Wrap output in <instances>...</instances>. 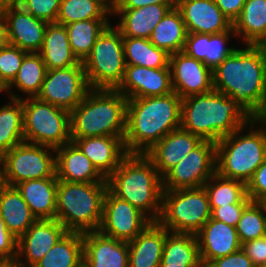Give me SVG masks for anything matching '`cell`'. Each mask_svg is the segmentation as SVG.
<instances>
[{
  "label": "cell",
  "mask_w": 266,
  "mask_h": 267,
  "mask_svg": "<svg viewBox=\"0 0 266 267\" xmlns=\"http://www.w3.org/2000/svg\"><path fill=\"white\" fill-rule=\"evenodd\" d=\"M187 33L219 34L233 28V23L214 0H178Z\"/></svg>",
  "instance_id": "cell-19"
},
{
  "label": "cell",
  "mask_w": 266,
  "mask_h": 267,
  "mask_svg": "<svg viewBox=\"0 0 266 267\" xmlns=\"http://www.w3.org/2000/svg\"><path fill=\"white\" fill-rule=\"evenodd\" d=\"M257 119L266 127V106L262 110L261 115Z\"/></svg>",
  "instance_id": "cell-54"
},
{
  "label": "cell",
  "mask_w": 266,
  "mask_h": 267,
  "mask_svg": "<svg viewBox=\"0 0 266 267\" xmlns=\"http://www.w3.org/2000/svg\"><path fill=\"white\" fill-rule=\"evenodd\" d=\"M56 177L55 149L45 145L22 142L1 157V180L5 185Z\"/></svg>",
  "instance_id": "cell-11"
},
{
  "label": "cell",
  "mask_w": 266,
  "mask_h": 267,
  "mask_svg": "<svg viewBox=\"0 0 266 267\" xmlns=\"http://www.w3.org/2000/svg\"><path fill=\"white\" fill-rule=\"evenodd\" d=\"M82 63L90 89H116L126 66L121 31L110 23Z\"/></svg>",
  "instance_id": "cell-8"
},
{
  "label": "cell",
  "mask_w": 266,
  "mask_h": 267,
  "mask_svg": "<svg viewBox=\"0 0 266 267\" xmlns=\"http://www.w3.org/2000/svg\"><path fill=\"white\" fill-rule=\"evenodd\" d=\"M178 94L128 99L124 145L128 154H145L181 125Z\"/></svg>",
  "instance_id": "cell-2"
},
{
  "label": "cell",
  "mask_w": 266,
  "mask_h": 267,
  "mask_svg": "<svg viewBox=\"0 0 266 267\" xmlns=\"http://www.w3.org/2000/svg\"><path fill=\"white\" fill-rule=\"evenodd\" d=\"M107 182L79 183L58 180L57 219L68 232L98 231L102 221Z\"/></svg>",
  "instance_id": "cell-7"
},
{
  "label": "cell",
  "mask_w": 266,
  "mask_h": 267,
  "mask_svg": "<svg viewBox=\"0 0 266 267\" xmlns=\"http://www.w3.org/2000/svg\"><path fill=\"white\" fill-rule=\"evenodd\" d=\"M0 11L6 20L9 44L28 53H38L48 23L35 18L14 0L0 5Z\"/></svg>",
  "instance_id": "cell-15"
},
{
  "label": "cell",
  "mask_w": 266,
  "mask_h": 267,
  "mask_svg": "<svg viewBox=\"0 0 266 267\" xmlns=\"http://www.w3.org/2000/svg\"><path fill=\"white\" fill-rule=\"evenodd\" d=\"M212 70L213 89L231 97L253 118L266 106V58L255 45H245Z\"/></svg>",
  "instance_id": "cell-1"
},
{
  "label": "cell",
  "mask_w": 266,
  "mask_h": 267,
  "mask_svg": "<svg viewBox=\"0 0 266 267\" xmlns=\"http://www.w3.org/2000/svg\"><path fill=\"white\" fill-rule=\"evenodd\" d=\"M7 93V86L0 79V93Z\"/></svg>",
  "instance_id": "cell-55"
},
{
  "label": "cell",
  "mask_w": 266,
  "mask_h": 267,
  "mask_svg": "<svg viewBox=\"0 0 266 267\" xmlns=\"http://www.w3.org/2000/svg\"><path fill=\"white\" fill-rule=\"evenodd\" d=\"M265 159L266 127L257 118L216 142V173L222 177L247 184Z\"/></svg>",
  "instance_id": "cell-6"
},
{
  "label": "cell",
  "mask_w": 266,
  "mask_h": 267,
  "mask_svg": "<svg viewBox=\"0 0 266 267\" xmlns=\"http://www.w3.org/2000/svg\"><path fill=\"white\" fill-rule=\"evenodd\" d=\"M197 267H209L208 264L200 263Z\"/></svg>",
  "instance_id": "cell-58"
},
{
  "label": "cell",
  "mask_w": 266,
  "mask_h": 267,
  "mask_svg": "<svg viewBox=\"0 0 266 267\" xmlns=\"http://www.w3.org/2000/svg\"><path fill=\"white\" fill-rule=\"evenodd\" d=\"M260 202L263 204L265 211H266V197L263 198Z\"/></svg>",
  "instance_id": "cell-57"
},
{
  "label": "cell",
  "mask_w": 266,
  "mask_h": 267,
  "mask_svg": "<svg viewBox=\"0 0 266 267\" xmlns=\"http://www.w3.org/2000/svg\"><path fill=\"white\" fill-rule=\"evenodd\" d=\"M57 177L23 181L15 187L37 220L55 219Z\"/></svg>",
  "instance_id": "cell-28"
},
{
  "label": "cell",
  "mask_w": 266,
  "mask_h": 267,
  "mask_svg": "<svg viewBox=\"0 0 266 267\" xmlns=\"http://www.w3.org/2000/svg\"><path fill=\"white\" fill-rule=\"evenodd\" d=\"M208 265L209 267H255L242 249L225 257L212 260Z\"/></svg>",
  "instance_id": "cell-48"
},
{
  "label": "cell",
  "mask_w": 266,
  "mask_h": 267,
  "mask_svg": "<svg viewBox=\"0 0 266 267\" xmlns=\"http://www.w3.org/2000/svg\"><path fill=\"white\" fill-rule=\"evenodd\" d=\"M127 102L116 89H90L70 112L71 138L112 136L124 140Z\"/></svg>",
  "instance_id": "cell-5"
},
{
  "label": "cell",
  "mask_w": 266,
  "mask_h": 267,
  "mask_svg": "<svg viewBox=\"0 0 266 267\" xmlns=\"http://www.w3.org/2000/svg\"><path fill=\"white\" fill-rule=\"evenodd\" d=\"M0 216L17 239L37 221L16 187L4 185L0 191Z\"/></svg>",
  "instance_id": "cell-30"
},
{
  "label": "cell",
  "mask_w": 266,
  "mask_h": 267,
  "mask_svg": "<svg viewBox=\"0 0 266 267\" xmlns=\"http://www.w3.org/2000/svg\"><path fill=\"white\" fill-rule=\"evenodd\" d=\"M168 232L159 222H151L135 239L128 241V267H160Z\"/></svg>",
  "instance_id": "cell-26"
},
{
  "label": "cell",
  "mask_w": 266,
  "mask_h": 267,
  "mask_svg": "<svg viewBox=\"0 0 266 267\" xmlns=\"http://www.w3.org/2000/svg\"><path fill=\"white\" fill-rule=\"evenodd\" d=\"M111 5L113 4V0H107Z\"/></svg>",
  "instance_id": "cell-62"
},
{
  "label": "cell",
  "mask_w": 266,
  "mask_h": 267,
  "mask_svg": "<svg viewBox=\"0 0 266 267\" xmlns=\"http://www.w3.org/2000/svg\"><path fill=\"white\" fill-rule=\"evenodd\" d=\"M171 8L151 4L136 9H112V16H119L117 25L123 37L149 39L153 29Z\"/></svg>",
  "instance_id": "cell-27"
},
{
  "label": "cell",
  "mask_w": 266,
  "mask_h": 267,
  "mask_svg": "<svg viewBox=\"0 0 266 267\" xmlns=\"http://www.w3.org/2000/svg\"><path fill=\"white\" fill-rule=\"evenodd\" d=\"M247 196L252 201H261L266 197V159L256 169L251 180L246 184Z\"/></svg>",
  "instance_id": "cell-45"
},
{
  "label": "cell",
  "mask_w": 266,
  "mask_h": 267,
  "mask_svg": "<svg viewBox=\"0 0 266 267\" xmlns=\"http://www.w3.org/2000/svg\"><path fill=\"white\" fill-rule=\"evenodd\" d=\"M233 30L243 44L256 45L266 33V0H246Z\"/></svg>",
  "instance_id": "cell-33"
},
{
  "label": "cell",
  "mask_w": 266,
  "mask_h": 267,
  "mask_svg": "<svg viewBox=\"0 0 266 267\" xmlns=\"http://www.w3.org/2000/svg\"><path fill=\"white\" fill-rule=\"evenodd\" d=\"M201 263L225 257L241 249L236 227L210 218L196 233Z\"/></svg>",
  "instance_id": "cell-20"
},
{
  "label": "cell",
  "mask_w": 266,
  "mask_h": 267,
  "mask_svg": "<svg viewBox=\"0 0 266 267\" xmlns=\"http://www.w3.org/2000/svg\"><path fill=\"white\" fill-rule=\"evenodd\" d=\"M24 142L23 100L12 99L0 107V155Z\"/></svg>",
  "instance_id": "cell-37"
},
{
  "label": "cell",
  "mask_w": 266,
  "mask_h": 267,
  "mask_svg": "<svg viewBox=\"0 0 266 267\" xmlns=\"http://www.w3.org/2000/svg\"><path fill=\"white\" fill-rule=\"evenodd\" d=\"M222 13L233 23L241 13L246 0H214Z\"/></svg>",
  "instance_id": "cell-50"
},
{
  "label": "cell",
  "mask_w": 266,
  "mask_h": 267,
  "mask_svg": "<svg viewBox=\"0 0 266 267\" xmlns=\"http://www.w3.org/2000/svg\"><path fill=\"white\" fill-rule=\"evenodd\" d=\"M22 100L25 142L54 149L71 142L69 111L37 97Z\"/></svg>",
  "instance_id": "cell-10"
},
{
  "label": "cell",
  "mask_w": 266,
  "mask_h": 267,
  "mask_svg": "<svg viewBox=\"0 0 266 267\" xmlns=\"http://www.w3.org/2000/svg\"><path fill=\"white\" fill-rule=\"evenodd\" d=\"M216 142L203 140L162 177L163 190L203 187L216 173Z\"/></svg>",
  "instance_id": "cell-12"
},
{
  "label": "cell",
  "mask_w": 266,
  "mask_h": 267,
  "mask_svg": "<svg viewBox=\"0 0 266 267\" xmlns=\"http://www.w3.org/2000/svg\"><path fill=\"white\" fill-rule=\"evenodd\" d=\"M203 187L208 194L210 207L240 203L247 196L246 184L217 173L208 179Z\"/></svg>",
  "instance_id": "cell-40"
},
{
  "label": "cell",
  "mask_w": 266,
  "mask_h": 267,
  "mask_svg": "<svg viewBox=\"0 0 266 267\" xmlns=\"http://www.w3.org/2000/svg\"><path fill=\"white\" fill-rule=\"evenodd\" d=\"M9 45L6 20L0 11V50Z\"/></svg>",
  "instance_id": "cell-51"
},
{
  "label": "cell",
  "mask_w": 266,
  "mask_h": 267,
  "mask_svg": "<svg viewBox=\"0 0 266 267\" xmlns=\"http://www.w3.org/2000/svg\"><path fill=\"white\" fill-rule=\"evenodd\" d=\"M151 4L167 5L174 9L178 0H113L112 9H136Z\"/></svg>",
  "instance_id": "cell-49"
},
{
  "label": "cell",
  "mask_w": 266,
  "mask_h": 267,
  "mask_svg": "<svg viewBox=\"0 0 266 267\" xmlns=\"http://www.w3.org/2000/svg\"><path fill=\"white\" fill-rule=\"evenodd\" d=\"M128 242L99 231L83 233V260L89 267H128Z\"/></svg>",
  "instance_id": "cell-21"
},
{
  "label": "cell",
  "mask_w": 266,
  "mask_h": 267,
  "mask_svg": "<svg viewBox=\"0 0 266 267\" xmlns=\"http://www.w3.org/2000/svg\"><path fill=\"white\" fill-rule=\"evenodd\" d=\"M83 261V234L67 232L33 267H77Z\"/></svg>",
  "instance_id": "cell-36"
},
{
  "label": "cell",
  "mask_w": 266,
  "mask_h": 267,
  "mask_svg": "<svg viewBox=\"0 0 266 267\" xmlns=\"http://www.w3.org/2000/svg\"><path fill=\"white\" fill-rule=\"evenodd\" d=\"M55 155L58 180L79 183L107 182V179L72 141L56 148Z\"/></svg>",
  "instance_id": "cell-24"
},
{
  "label": "cell",
  "mask_w": 266,
  "mask_h": 267,
  "mask_svg": "<svg viewBox=\"0 0 266 267\" xmlns=\"http://www.w3.org/2000/svg\"><path fill=\"white\" fill-rule=\"evenodd\" d=\"M112 5L107 0H61L56 23L67 25L90 19H110Z\"/></svg>",
  "instance_id": "cell-39"
},
{
  "label": "cell",
  "mask_w": 266,
  "mask_h": 267,
  "mask_svg": "<svg viewBox=\"0 0 266 267\" xmlns=\"http://www.w3.org/2000/svg\"><path fill=\"white\" fill-rule=\"evenodd\" d=\"M7 1H10V0H0V5H3Z\"/></svg>",
  "instance_id": "cell-60"
},
{
  "label": "cell",
  "mask_w": 266,
  "mask_h": 267,
  "mask_svg": "<svg viewBox=\"0 0 266 267\" xmlns=\"http://www.w3.org/2000/svg\"><path fill=\"white\" fill-rule=\"evenodd\" d=\"M47 73V67L39 53H27L22 61L14 80L7 86L9 98L23 99L12 91L13 88L19 90L25 98L37 97L41 90L42 83Z\"/></svg>",
  "instance_id": "cell-32"
},
{
  "label": "cell",
  "mask_w": 266,
  "mask_h": 267,
  "mask_svg": "<svg viewBox=\"0 0 266 267\" xmlns=\"http://www.w3.org/2000/svg\"><path fill=\"white\" fill-rule=\"evenodd\" d=\"M200 263L196 234H166L160 267H197Z\"/></svg>",
  "instance_id": "cell-31"
},
{
  "label": "cell",
  "mask_w": 266,
  "mask_h": 267,
  "mask_svg": "<svg viewBox=\"0 0 266 267\" xmlns=\"http://www.w3.org/2000/svg\"><path fill=\"white\" fill-rule=\"evenodd\" d=\"M210 218L211 207L204 187L163 190L158 222L169 232L196 234Z\"/></svg>",
  "instance_id": "cell-9"
},
{
  "label": "cell",
  "mask_w": 266,
  "mask_h": 267,
  "mask_svg": "<svg viewBox=\"0 0 266 267\" xmlns=\"http://www.w3.org/2000/svg\"><path fill=\"white\" fill-rule=\"evenodd\" d=\"M252 200L246 196L240 203L227 204L221 207H211V218L236 227L244 208Z\"/></svg>",
  "instance_id": "cell-44"
},
{
  "label": "cell",
  "mask_w": 266,
  "mask_h": 267,
  "mask_svg": "<svg viewBox=\"0 0 266 267\" xmlns=\"http://www.w3.org/2000/svg\"><path fill=\"white\" fill-rule=\"evenodd\" d=\"M202 141L200 136L179 128L165 135L145 155L154 163L159 175L163 177Z\"/></svg>",
  "instance_id": "cell-22"
},
{
  "label": "cell",
  "mask_w": 266,
  "mask_h": 267,
  "mask_svg": "<svg viewBox=\"0 0 266 267\" xmlns=\"http://www.w3.org/2000/svg\"><path fill=\"white\" fill-rule=\"evenodd\" d=\"M35 18L56 23L61 0H14Z\"/></svg>",
  "instance_id": "cell-43"
},
{
  "label": "cell",
  "mask_w": 266,
  "mask_h": 267,
  "mask_svg": "<svg viewBox=\"0 0 266 267\" xmlns=\"http://www.w3.org/2000/svg\"><path fill=\"white\" fill-rule=\"evenodd\" d=\"M231 36L236 37L233 28L219 34L187 33L182 52L202 61L213 70L237 49V47H228Z\"/></svg>",
  "instance_id": "cell-25"
},
{
  "label": "cell",
  "mask_w": 266,
  "mask_h": 267,
  "mask_svg": "<svg viewBox=\"0 0 266 267\" xmlns=\"http://www.w3.org/2000/svg\"><path fill=\"white\" fill-rule=\"evenodd\" d=\"M109 24V19H90L65 25L72 52L80 62L90 54L98 36Z\"/></svg>",
  "instance_id": "cell-38"
},
{
  "label": "cell",
  "mask_w": 266,
  "mask_h": 267,
  "mask_svg": "<svg viewBox=\"0 0 266 267\" xmlns=\"http://www.w3.org/2000/svg\"><path fill=\"white\" fill-rule=\"evenodd\" d=\"M5 185V183L1 180V178H0V191H1V189H2V187Z\"/></svg>",
  "instance_id": "cell-59"
},
{
  "label": "cell",
  "mask_w": 266,
  "mask_h": 267,
  "mask_svg": "<svg viewBox=\"0 0 266 267\" xmlns=\"http://www.w3.org/2000/svg\"><path fill=\"white\" fill-rule=\"evenodd\" d=\"M151 222L144 213L107 189L98 229L100 233L128 242L135 239Z\"/></svg>",
  "instance_id": "cell-14"
},
{
  "label": "cell",
  "mask_w": 266,
  "mask_h": 267,
  "mask_svg": "<svg viewBox=\"0 0 266 267\" xmlns=\"http://www.w3.org/2000/svg\"><path fill=\"white\" fill-rule=\"evenodd\" d=\"M77 267H89L88 264L83 260Z\"/></svg>",
  "instance_id": "cell-56"
},
{
  "label": "cell",
  "mask_w": 266,
  "mask_h": 267,
  "mask_svg": "<svg viewBox=\"0 0 266 267\" xmlns=\"http://www.w3.org/2000/svg\"><path fill=\"white\" fill-rule=\"evenodd\" d=\"M17 257V238L6 228L0 216V259Z\"/></svg>",
  "instance_id": "cell-47"
},
{
  "label": "cell",
  "mask_w": 266,
  "mask_h": 267,
  "mask_svg": "<svg viewBox=\"0 0 266 267\" xmlns=\"http://www.w3.org/2000/svg\"><path fill=\"white\" fill-rule=\"evenodd\" d=\"M97 170L107 179L128 155L120 137L98 136L71 138Z\"/></svg>",
  "instance_id": "cell-23"
},
{
  "label": "cell",
  "mask_w": 266,
  "mask_h": 267,
  "mask_svg": "<svg viewBox=\"0 0 266 267\" xmlns=\"http://www.w3.org/2000/svg\"><path fill=\"white\" fill-rule=\"evenodd\" d=\"M38 53L47 70L68 68L80 63L72 52L65 25L58 23L47 24L43 44Z\"/></svg>",
  "instance_id": "cell-29"
},
{
  "label": "cell",
  "mask_w": 266,
  "mask_h": 267,
  "mask_svg": "<svg viewBox=\"0 0 266 267\" xmlns=\"http://www.w3.org/2000/svg\"><path fill=\"white\" fill-rule=\"evenodd\" d=\"M27 53L10 44L0 50V79L6 86L14 80Z\"/></svg>",
  "instance_id": "cell-42"
},
{
  "label": "cell",
  "mask_w": 266,
  "mask_h": 267,
  "mask_svg": "<svg viewBox=\"0 0 266 267\" xmlns=\"http://www.w3.org/2000/svg\"><path fill=\"white\" fill-rule=\"evenodd\" d=\"M57 220H37L17 239V258L24 267H33L67 233Z\"/></svg>",
  "instance_id": "cell-17"
},
{
  "label": "cell",
  "mask_w": 266,
  "mask_h": 267,
  "mask_svg": "<svg viewBox=\"0 0 266 267\" xmlns=\"http://www.w3.org/2000/svg\"><path fill=\"white\" fill-rule=\"evenodd\" d=\"M255 46L262 52V54L266 58V33Z\"/></svg>",
  "instance_id": "cell-53"
},
{
  "label": "cell",
  "mask_w": 266,
  "mask_h": 267,
  "mask_svg": "<svg viewBox=\"0 0 266 267\" xmlns=\"http://www.w3.org/2000/svg\"><path fill=\"white\" fill-rule=\"evenodd\" d=\"M123 48L126 65L170 68V54L154 46L147 38L123 37Z\"/></svg>",
  "instance_id": "cell-35"
},
{
  "label": "cell",
  "mask_w": 266,
  "mask_h": 267,
  "mask_svg": "<svg viewBox=\"0 0 266 267\" xmlns=\"http://www.w3.org/2000/svg\"><path fill=\"white\" fill-rule=\"evenodd\" d=\"M127 99L164 96L173 91L170 68L151 69L126 65L122 82L116 88Z\"/></svg>",
  "instance_id": "cell-18"
},
{
  "label": "cell",
  "mask_w": 266,
  "mask_h": 267,
  "mask_svg": "<svg viewBox=\"0 0 266 267\" xmlns=\"http://www.w3.org/2000/svg\"><path fill=\"white\" fill-rule=\"evenodd\" d=\"M252 119L231 97L214 89L182 99L180 128L203 140L218 142Z\"/></svg>",
  "instance_id": "cell-3"
},
{
  "label": "cell",
  "mask_w": 266,
  "mask_h": 267,
  "mask_svg": "<svg viewBox=\"0 0 266 267\" xmlns=\"http://www.w3.org/2000/svg\"><path fill=\"white\" fill-rule=\"evenodd\" d=\"M173 91L181 99L213 90L212 69L184 52L170 55Z\"/></svg>",
  "instance_id": "cell-16"
},
{
  "label": "cell",
  "mask_w": 266,
  "mask_h": 267,
  "mask_svg": "<svg viewBox=\"0 0 266 267\" xmlns=\"http://www.w3.org/2000/svg\"><path fill=\"white\" fill-rule=\"evenodd\" d=\"M187 31L182 15L177 8L170 9L153 29L150 42L172 55L182 52Z\"/></svg>",
  "instance_id": "cell-34"
},
{
  "label": "cell",
  "mask_w": 266,
  "mask_h": 267,
  "mask_svg": "<svg viewBox=\"0 0 266 267\" xmlns=\"http://www.w3.org/2000/svg\"><path fill=\"white\" fill-rule=\"evenodd\" d=\"M108 189L158 222L162 212V177L145 154H128L107 178Z\"/></svg>",
  "instance_id": "cell-4"
},
{
  "label": "cell",
  "mask_w": 266,
  "mask_h": 267,
  "mask_svg": "<svg viewBox=\"0 0 266 267\" xmlns=\"http://www.w3.org/2000/svg\"><path fill=\"white\" fill-rule=\"evenodd\" d=\"M240 243L266 236V211L259 201H251L236 225Z\"/></svg>",
  "instance_id": "cell-41"
},
{
  "label": "cell",
  "mask_w": 266,
  "mask_h": 267,
  "mask_svg": "<svg viewBox=\"0 0 266 267\" xmlns=\"http://www.w3.org/2000/svg\"><path fill=\"white\" fill-rule=\"evenodd\" d=\"M1 155H0V177H1Z\"/></svg>",
  "instance_id": "cell-61"
},
{
  "label": "cell",
  "mask_w": 266,
  "mask_h": 267,
  "mask_svg": "<svg viewBox=\"0 0 266 267\" xmlns=\"http://www.w3.org/2000/svg\"><path fill=\"white\" fill-rule=\"evenodd\" d=\"M89 90L83 63L80 62L68 68L47 70L37 98L71 112Z\"/></svg>",
  "instance_id": "cell-13"
},
{
  "label": "cell",
  "mask_w": 266,
  "mask_h": 267,
  "mask_svg": "<svg viewBox=\"0 0 266 267\" xmlns=\"http://www.w3.org/2000/svg\"><path fill=\"white\" fill-rule=\"evenodd\" d=\"M241 249L255 267L266 265V236L242 243Z\"/></svg>",
  "instance_id": "cell-46"
},
{
  "label": "cell",
  "mask_w": 266,
  "mask_h": 267,
  "mask_svg": "<svg viewBox=\"0 0 266 267\" xmlns=\"http://www.w3.org/2000/svg\"><path fill=\"white\" fill-rule=\"evenodd\" d=\"M0 267H24L17 257L0 259Z\"/></svg>",
  "instance_id": "cell-52"
}]
</instances>
